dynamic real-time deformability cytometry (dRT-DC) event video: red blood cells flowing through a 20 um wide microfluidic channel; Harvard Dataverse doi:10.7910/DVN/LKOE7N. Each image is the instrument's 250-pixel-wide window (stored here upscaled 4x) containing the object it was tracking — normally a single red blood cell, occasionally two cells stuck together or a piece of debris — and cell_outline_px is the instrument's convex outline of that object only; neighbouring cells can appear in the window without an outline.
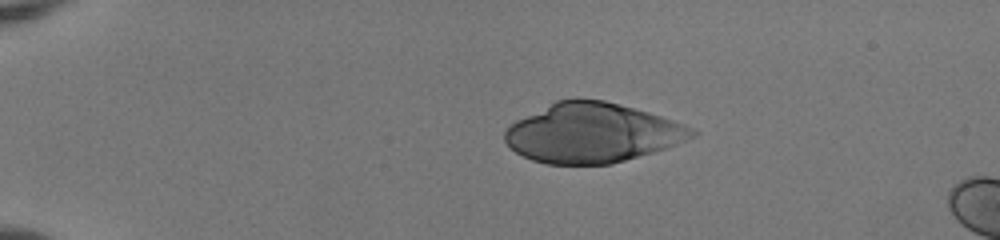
{"species": "human", "species_latin": "Homo sapiens", "temperature_condition": "room temperature", "stored_images_in_passage": 18, "camera_frame_rate_fps": 3000, "um_per_image_px": 0.085, "donor": {"sex": "female"}, "frame": {"image": 1, "passage_image": 12, "time_ms": 3.667, "image_size_px": [1000, 240], "cell_outline_px": [[700, 132], [696, 136], [676, 144], [652, 152], [612, 164], [544, 164], [532, 160], [516, 152], [504, 140], [504, 132], [516, 120], [556, 100], [604, 100], [620, 104], [648, 112], [684, 124]], "centroid_in_image_um": [50.34, 11.31], "position_along_channel_um": 34.7, "area_um2": 64.22}}